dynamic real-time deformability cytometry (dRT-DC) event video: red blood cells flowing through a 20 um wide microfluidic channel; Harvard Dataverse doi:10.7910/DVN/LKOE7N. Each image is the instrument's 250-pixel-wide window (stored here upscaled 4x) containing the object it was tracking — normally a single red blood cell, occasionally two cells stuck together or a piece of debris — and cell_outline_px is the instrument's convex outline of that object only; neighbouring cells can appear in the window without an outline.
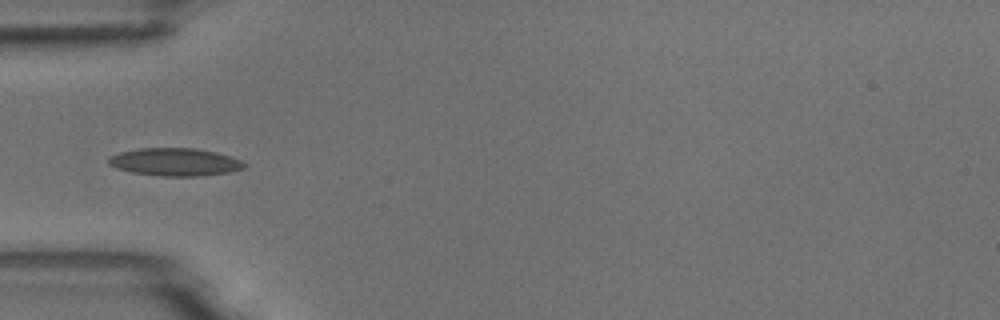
{"species": "common noctule bat (a hibernating species)", "species_latin": "Nyctalus noctula", "temperature_condition": "room temperature", "stored_images_in_passage": 5, "camera_frame_rate_fps": 3000, "um_per_image_px": 0.085, "animal": {"sex": "male", "body_mass_g": 18.8}, "frame": {"image": 1, "passage_image": 5, "time_ms": 1.333, "image_size_px": [1000, 320], "cell_outline_px": [[248, 164], [244, 168], [232, 172], [196, 176], [160, 176], [132, 172], [116, 168], [108, 164], [108, 156], [120, 152], [140, 148], [196, 148], [216, 152], [232, 156]], "centroid_in_image_um": [14.89, 13.76], "position_along_channel_um": 70.1, "area_um2": 22.14}}